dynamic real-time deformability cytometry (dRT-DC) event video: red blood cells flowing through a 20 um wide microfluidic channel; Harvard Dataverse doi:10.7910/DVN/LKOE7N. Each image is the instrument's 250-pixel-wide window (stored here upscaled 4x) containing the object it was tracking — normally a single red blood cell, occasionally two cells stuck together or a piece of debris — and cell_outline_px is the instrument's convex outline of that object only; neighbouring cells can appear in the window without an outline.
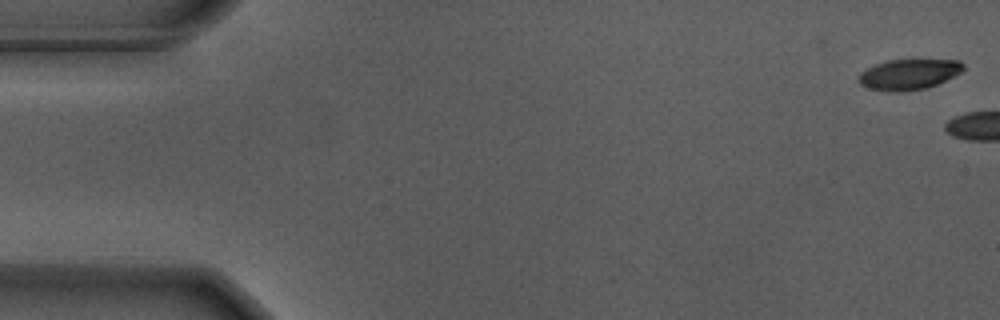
{"species": "Egyptian fruit bat (a non-hibernating species)", "species_latin": "Rousettus aegyptiacus", "temperature_condition": "warm", "stored_images_in_passage": 11, "camera_frame_rate_fps": 3000, "um_per_image_px": 0.085, "animal": {"sex": "male"}, "frame": {"image": 1, "passage_image": 1, "time_ms": 0.0, "image_size_px": [1000, 320], "cell_outline_px": [[964, 68], [960, 72], [936, 84], [924, 88], [892, 92], [868, 88], [860, 84], [860, 72], [876, 64], [888, 60], [960, 60], [964, 64]], "centroid_in_image_um": [77.24, 6.31], "position_along_channel_um": 7.8, "area_um2": 18.15}}